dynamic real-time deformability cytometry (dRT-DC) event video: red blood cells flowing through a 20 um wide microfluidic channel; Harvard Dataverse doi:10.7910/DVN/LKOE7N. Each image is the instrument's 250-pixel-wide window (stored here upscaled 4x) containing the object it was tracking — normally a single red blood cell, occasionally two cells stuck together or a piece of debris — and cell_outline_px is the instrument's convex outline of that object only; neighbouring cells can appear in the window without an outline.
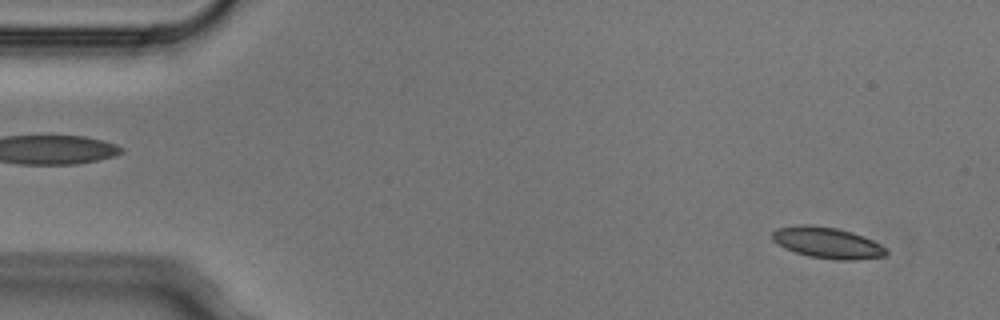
{"species": "Egyptian fruit bat (a non-hibernating species)", "species_latin": "Rousettus aegyptiacus", "temperature_condition": "cold", "stored_images_in_passage": 5, "segment_of_instrument_passage": [2, 2], "camera_frame_rate_fps": 3000, "um_per_image_px": 0.085, "animal": {"sex": "male"}, "frame": {"image": 1, "passage_image": 5, "time_ms": 1.333, "image_size_px": [1000, 320], "cell_outline_px": [[888, 252], [884, 256], [856, 260], [836, 260], [808, 256], [784, 248], [772, 240], [772, 232], [776, 228], [800, 224], [808, 224], [836, 228], [852, 232], [864, 236], [888, 248]], "centroid_in_image_um": [70.32, 20.63], "position_along_channel_um": 14.7, "area_um2": 20.81}}